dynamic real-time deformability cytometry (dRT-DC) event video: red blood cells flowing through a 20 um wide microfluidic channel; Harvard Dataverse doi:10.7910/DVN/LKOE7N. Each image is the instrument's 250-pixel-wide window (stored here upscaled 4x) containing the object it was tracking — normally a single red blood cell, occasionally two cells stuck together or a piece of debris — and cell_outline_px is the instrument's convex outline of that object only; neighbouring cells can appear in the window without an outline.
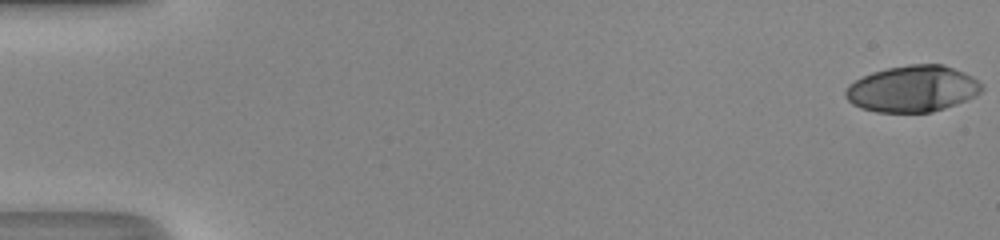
{"species": "human", "species_latin": "Homo sapiens", "temperature_condition": "room temperature", "stored_images_in_passage": 49, "camera_frame_rate_fps": 3000, "um_per_image_px": 0.085, "donor": {"sex": "male"}, "frame": {"image": 1, "passage_image": 1, "time_ms": 0.0, "image_size_px": [1000, 240], "cell_outline_px": [[984, 88], [976, 96], [956, 104], [932, 112], [876, 112], [860, 108], [852, 104], [844, 96], [844, 92], [848, 84], [872, 72], [888, 68], [908, 64], [944, 64], [964, 72], [972, 76], [984, 84]], "centroid_in_image_um": [77.58, 7.54], "position_along_channel_um": 7.4, "area_um2": 37.05}}
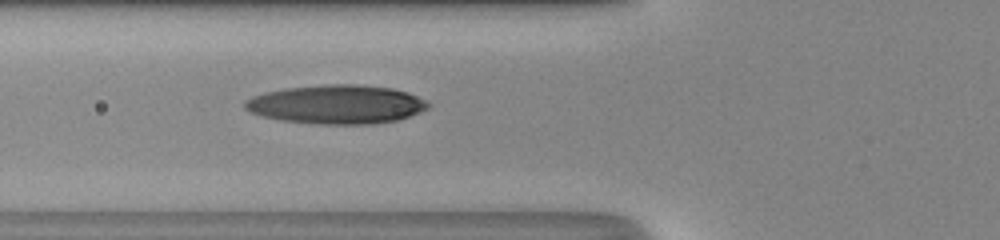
{"frame": {"image": 2, "passage_image": 20, "time_ms": 6.333, "image_size_px": [1000, 240], "cell_outline_px": [[432, 104], [428, 108], [420, 112], [396, 120], [372, 124], [316, 124], [280, 120], [264, 116], [252, 112], [244, 108], [244, 100], [252, 96], [268, 92], [288, 88], [328, 84], [352, 84], [392, 88], [408, 92]], "centroid_in_image_um": [28.62, 8.87], "position_along_channel_um": 97.2, "area_um2": 41.27}}
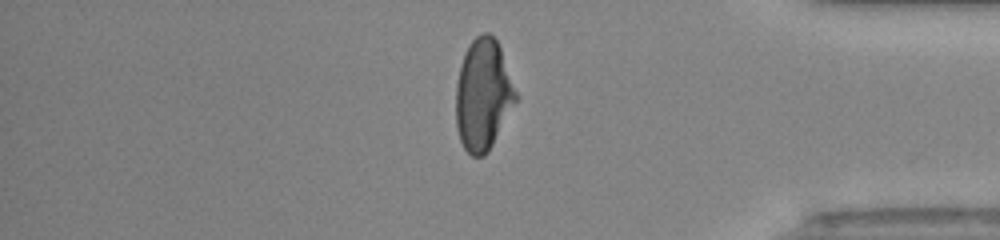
{"frame": {"image": 3, "passage_image": 42, "time_ms": 13.667, "image_size_px": [1000, 240], "cell_outline_px": [[516, 100], [488, 152], [484, 156], [472, 156], [464, 148], [460, 140], [456, 124], [456, 84], [460, 64], [464, 52], [468, 44], [480, 32], [488, 32], [496, 40], [500, 48], [516, 92]], "centroid_in_image_um": [41.02, 8.03], "position_along_channel_um": 394.2, "area_um2": 38.44}, "authors_computed_cell_mechanics": {"area_um2": 38.3214, "velocity_mm_per_s": 4.3727, "shape_relaxation_time_tau1_ms": null, "shape_relaxation_time_tau2_ms": 2.675, "deformation_change_tau1": null, "deformation_change_tau2": 0.0714}}